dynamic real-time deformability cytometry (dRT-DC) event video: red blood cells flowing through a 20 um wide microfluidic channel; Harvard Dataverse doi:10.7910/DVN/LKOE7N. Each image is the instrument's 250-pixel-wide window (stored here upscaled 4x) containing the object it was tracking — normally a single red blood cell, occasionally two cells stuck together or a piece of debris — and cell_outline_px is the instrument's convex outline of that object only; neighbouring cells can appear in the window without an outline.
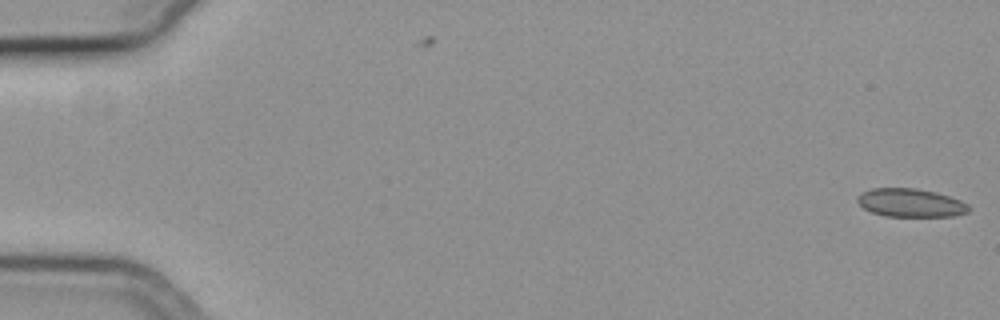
{"species": "common noctule bat (a hibernating species)", "species_latin": "Nyctalus noctula", "temperature_condition": "cold", "stored_images_in_passage": 2, "camera_frame_rate_fps": 3000, "um_per_image_px": 0.085, "animal": {"sex": "female", "body_mass_g": 19.3, "forearm_length_mm": 54.1}, "frame": {"image": 1, "passage_image": 2, "time_ms": 0.333, "image_size_px": [1000, 320], "cell_outline_px": [[972, 208], [968, 212], [952, 216], [884, 216], [872, 212], [864, 208], [856, 200], [856, 196], [872, 188], [916, 188], [936, 192], [960, 200], [968, 204]], "centroid_in_image_um": [77.41, 17.24], "position_along_channel_um": 7.6, "area_um2": 18.38}}